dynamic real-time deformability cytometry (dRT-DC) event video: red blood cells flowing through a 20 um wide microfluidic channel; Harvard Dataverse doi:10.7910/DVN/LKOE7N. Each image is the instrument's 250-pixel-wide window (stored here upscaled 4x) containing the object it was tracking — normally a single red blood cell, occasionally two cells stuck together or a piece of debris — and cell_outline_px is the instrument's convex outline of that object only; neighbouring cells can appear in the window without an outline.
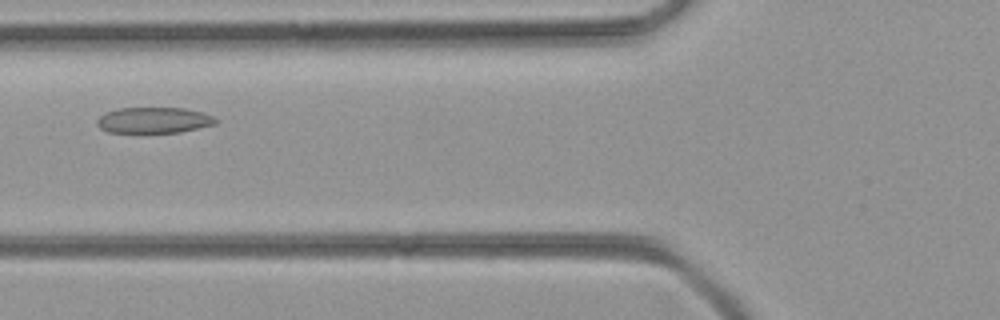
{"species": "common noctule bat (a hibernating species)", "species_latin": "Nyctalus noctula", "temperature_condition": "room temperature", "stored_images_in_passage": 25, "camera_frame_rate_fps": 3000, "um_per_image_px": 0.085, "animal": {"sex": "female", "body_mass_g": 21.9}, "frame": {"image": 1, "passage_image": 6, "time_ms": 1.667, "image_size_px": [1000, 320], "cell_outline_px": [[220, 120], [216, 124], [180, 132], [140, 136], [108, 132], [100, 128], [96, 124], [96, 120], [104, 112], [116, 108], [184, 108], [200, 112], [212, 116]], "centroid_in_image_um": [13.0, 10.27], "position_along_channel_um": 112.8, "area_um2": 18.96}}
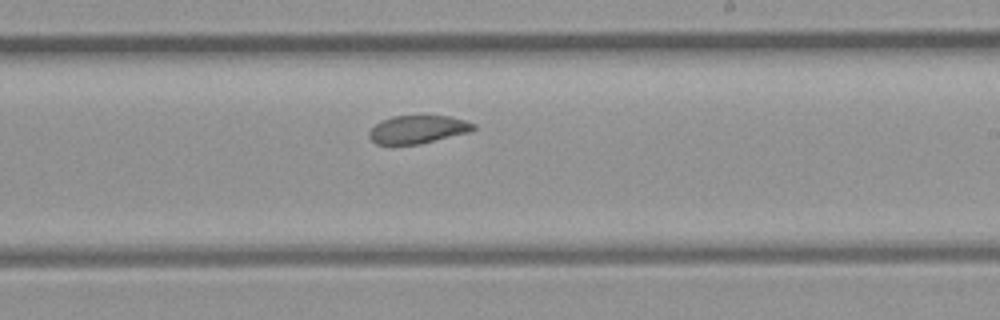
{"frame": {"image": 2, "passage_image": 16, "time_ms": 5.0, "image_size_px": [1000, 320], "cell_outline_px": [[476, 128], [472, 132], [420, 144], [376, 144], [368, 136], [368, 132], [380, 120], [392, 116], [448, 116], [464, 120], [476, 124]], "centroid_in_image_um": [35.54, 11.0], "position_along_channel_um": 253.5, "area_um2": 17.17}}
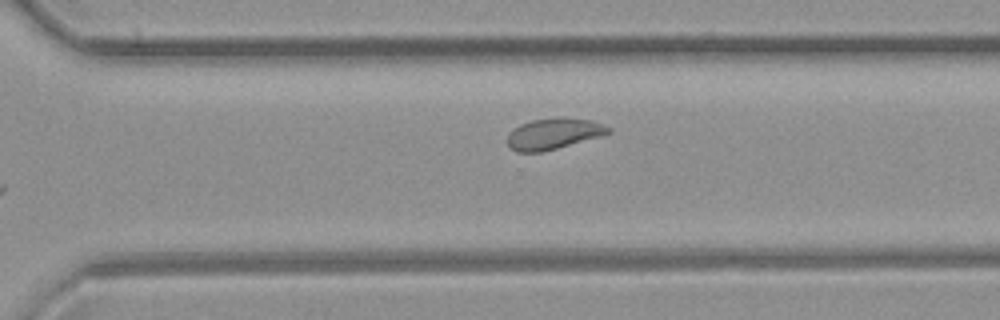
{"frame": {"image": 3, "passage_image": 21, "time_ms": 6.667, "image_size_px": [1000, 320], "cell_outline_px": [[612, 132], [600, 136], [556, 148], [540, 152], [516, 152], [508, 144], [508, 132], [512, 128], [520, 124], [532, 120], [556, 116], [564, 116], [592, 120], [612, 128]], "centroid_in_image_um": [47.05, 11.33], "position_along_channel_um": 323.5, "area_um2": 18.44}}